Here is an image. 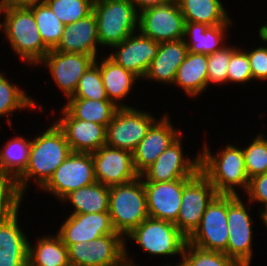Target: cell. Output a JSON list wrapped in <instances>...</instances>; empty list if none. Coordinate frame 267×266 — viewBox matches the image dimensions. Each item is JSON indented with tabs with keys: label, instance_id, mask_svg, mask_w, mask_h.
<instances>
[{
	"label": "cell",
	"instance_id": "6da1fadb",
	"mask_svg": "<svg viewBox=\"0 0 267 266\" xmlns=\"http://www.w3.org/2000/svg\"><path fill=\"white\" fill-rule=\"evenodd\" d=\"M71 153L63 131L53 122L41 135L31 140L28 165L15 180L20 192L23 195L26 193L33 177L41 188Z\"/></svg>",
	"mask_w": 267,
	"mask_h": 266
},
{
	"label": "cell",
	"instance_id": "7a4b0ae2",
	"mask_svg": "<svg viewBox=\"0 0 267 266\" xmlns=\"http://www.w3.org/2000/svg\"><path fill=\"white\" fill-rule=\"evenodd\" d=\"M206 145L199 152V171L210 181L217 194L238 195L236 187L246 192L249 178L242 148L227 144L213 155Z\"/></svg>",
	"mask_w": 267,
	"mask_h": 266
},
{
	"label": "cell",
	"instance_id": "3957f363",
	"mask_svg": "<svg viewBox=\"0 0 267 266\" xmlns=\"http://www.w3.org/2000/svg\"><path fill=\"white\" fill-rule=\"evenodd\" d=\"M4 15L1 30L8 43L26 65H39L50 49L44 44L33 12L28 7H8Z\"/></svg>",
	"mask_w": 267,
	"mask_h": 266
},
{
	"label": "cell",
	"instance_id": "277c9868",
	"mask_svg": "<svg viewBox=\"0 0 267 266\" xmlns=\"http://www.w3.org/2000/svg\"><path fill=\"white\" fill-rule=\"evenodd\" d=\"M108 213L115 231L123 237L149 217L146 192L140 176L129 183L109 187Z\"/></svg>",
	"mask_w": 267,
	"mask_h": 266
},
{
	"label": "cell",
	"instance_id": "5b68a950",
	"mask_svg": "<svg viewBox=\"0 0 267 266\" xmlns=\"http://www.w3.org/2000/svg\"><path fill=\"white\" fill-rule=\"evenodd\" d=\"M93 13L100 46L113 47L138 31L139 13L129 0H98Z\"/></svg>",
	"mask_w": 267,
	"mask_h": 266
},
{
	"label": "cell",
	"instance_id": "8992f818",
	"mask_svg": "<svg viewBox=\"0 0 267 266\" xmlns=\"http://www.w3.org/2000/svg\"><path fill=\"white\" fill-rule=\"evenodd\" d=\"M124 239L136 241L143 251L152 256H182L187 243V238L173 222L150 217L142 221Z\"/></svg>",
	"mask_w": 267,
	"mask_h": 266
},
{
	"label": "cell",
	"instance_id": "52a82bcc",
	"mask_svg": "<svg viewBox=\"0 0 267 266\" xmlns=\"http://www.w3.org/2000/svg\"><path fill=\"white\" fill-rule=\"evenodd\" d=\"M157 120L133 107H119L106 127V145L133 152Z\"/></svg>",
	"mask_w": 267,
	"mask_h": 266
},
{
	"label": "cell",
	"instance_id": "ba28073f",
	"mask_svg": "<svg viewBox=\"0 0 267 266\" xmlns=\"http://www.w3.org/2000/svg\"><path fill=\"white\" fill-rule=\"evenodd\" d=\"M67 249L71 266H126L125 239L120 234L71 244Z\"/></svg>",
	"mask_w": 267,
	"mask_h": 266
},
{
	"label": "cell",
	"instance_id": "9c48e42d",
	"mask_svg": "<svg viewBox=\"0 0 267 266\" xmlns=\"http://www.w3.org/2000/svg\"><path fill=\"white\" fill-rule=\"evenodd\" d=\"M95 182L92 153L72 152L41 189L62 200L71 191Z\"/></svg>",
	"mask_w": 267,
	"mask_h": 266
},
{
	"label": "cell",
	"instance_id": "30bf717a",
	"mask_svg": "<svg viewBox=\"0 0 267 266\" xmlns=\"http://www.w3.org/2000/svg\"><path fill=\"white\" fill-rule=\"evenodd\" d=\"M228 230L227 195L217 194L208 204L199 227L187 239V243L203 250L224 252L227 255Z\"/></svg>",
	"mask_w": 267,
	"mask_h": 266
},
{
	"label": "cell",
	"instance_id": "8fae6325",
	"mask_svg": "<svg viewBox=\"0 0 267 266\" xmlns=\"http://www.w3.org/2000/svg\"><path fill=\"white\" fill-rule=\"evenodd\" d=\"M217 195L210 181L198 171L185 185L177 220V229L188 239L199 227L208 204Z\"/></svg>",
	"mask_w": 267,
	"mask_h": 266
},
{
	"label": "cell",
	"instance_id": "7c38bea8",
	"mask_svg": "<svg viewBox=\"0 0 267 266\" xmlns=\"http://www.w3.org/2000/svg\"><path fill=\"white\" fill-rule=\"evenodd\" d=\"M244 205L239 195H227V224L229 236L227 256L240 266H250L252 261V218L250 207ZM248 210V211H247Z\"/></svg>",
	"mask_w": 267,
	"mask_h": 266
},
{
	"label": "cell",
	"instance_id": "4fadbf2b",
	"mask_svg": "<svg viewBox=\"0 0 267 266\" xmlns=\"http://www.w3.org/2000/svg\"><path fill=\"white\" fill-rule=\"evenodd\" d=\"M185 19L177 1L147 8L139 13L138 32L163 43L183 39Z\"/></svg>",
	"mask_w": 267,
	"mask_h": 266
},
{
	"label": "cell",
	"instance_id": "5bb4252c",
	"mask_svg": "<svg viewBox=\"0 0 267 266\" xmlns=\"http://www.w3.org/2000/svg\"><path fill=\"white\" fill-rule=\"evenodd\" d=\"M181 137L182 134L140 175L143 182L191 179L199 171V153L195 159L186 158L182 151Z\"/></svg>",
	"mask_w": 267,
	"mask_h": 266
},
{
	"label": "cell",
	"instance_id": "9a60e30c",
	"mask_svg": "<svg viewBox=\"0 0 267 266\" xmlns=\"http://www.w3.org/2000/svg\"><path fill=\"white\" fill-rule=\"evenodd\" d=\"M94 62L95 58L87 54L65 53L50 49L39 64L49 68L53 81L68 99L74 94L80 78Z\"/></svg>",
	"mask_w": 267,
	"mask_h": 266
},
{
	"label": "cell",
	"instance_id": "2e32d148",
	"mask_svg": "<svg viewBox=\"0 0 267 266\" xmlns=\"http://www.w3.org/2000/svg\"><path fill=\"white\" fill-rule=\"evenodd\" d=\"M96 182L111 187L134 181L140 175L133 164L132 152L107 145L92 153Z\"/></svg>",
	"mask_w": 267,
	"mask_h": 266
},
{
	"label": "cell",
	"instance_id": "e0dca14e",
	"mask_svg": "<svg viewBox=\"0 0 267 266\" xmlns=\"http://www.w3.org/2000/svg\"><path fill=\"white\" fill-rule=\"evenodd\" d=\"M160 43L135 32L120 44L113 46L115 51L109 57L124 69L132 72L139 79L146 75L151 61L157 56Z\"/></svg>",
	"mask_w": 267,
	"mask_h": 266
},
{
	"label": "cell",
	"instance_id": "ac0fdd59",
	"mask_svg": "<svg viewBox=\"0 0 267 266\" xmlns=\"http://www.w3.org/2000/svg\"><path fill=\"white\" fill-rule=\"evenodd\" d=\"M57 234L68 247L79 242L88 243L115 231L108 212L70 214L61 224Z\"/></svg>",
	"mask_w": 267,
	"mask_h": 266
},
{
	"label": "cell",
	"instance_id": "d6986e66",
	"mask_svg": "<svg viewBox=\"0 0 267 266\" xmlns=\"http://www.w3.org/2000/svg\"><path fill=\"white\" fill-rule=\"evenodd\" d=\"M181 135L164 114L148 130L146 136L132 152L136 172L141 175Z\"/></svg>",
	"mask_w": 267,
	"mask_h": 266
},
{
	"label": "cell",
	"instance_id": "ffe728a7",
	"mask_svg": "<svg viewBox=\"0 0 267 266\" xmlns=\"http://www.w3.org/2000/svg\"><path fill=\"white\" fill-rule=\"evenodd\" d=\"M54 121L63 131L72 152L94 153L106 145V127L76 119L64 106Z\"/></svg>",
	"mask_w": 267,
	"mask_h": 266
},
{
	"label": "cell",
	"instance_id": "44dd1931",
	"mask_svg": "<svg viewBox=\"0 0 267 266\" xmlns=\"http://www.w3.org/2000/svg\"><path fill=\"white\" fill-rule=\"evenodd\" d=\"M190 179L169 182H143L150 218L175 222L181 206L184 185Z\"/></svg>",
	"mask_w": 267,
	"mask_h": 266
},
{
	"label": "cell",
	"instance_id": "7402d4cb",
	"mask_svg": "<svg viewBox=\"0 0 267 266\" xmlns=\"http://www.w3.org/2000/svg\"><path fill=\"white\" fill-rule=\"evenodd\" d=\"M99 37L96 16L92 12L73 24L65 25L61 40L53 49L65 53H81L97 58Z\"/></svg>",
	"mask_w": 267,
	"mask_h": 266
},
{
	"label": "cell",
	"instance_id": "603a6c76",
	"mask_svg": "<svg viewBox=\"0 0 267 266\" xmlns=\"http://www.w3.org/2000/svg\"><path fill=\"white\" fill-rule=\"evenodd\" d=\"M187 53L183 39L160 43L157 56L151 61L144 79L173 85L177 70Z\"/></svg>",
	"mask_w": 267,
	"mask_h": 266
},
{
	"label": "cell",
	"instance_id": "cb8c5ba5",
	"mask_svg": "<svg viewBox=\"0 0 267 266\" xmlns=\"http://www.w3.org/2000/svg\"><path fill=\"white\" fill-rule=\"evenodd\" d=\"M18 214L0 225V266L28 264L29 240L20 229Z\"/></svg>",
	"mask_w": 267,
	"mask_h": 266
},
{
	"label": "cell",
	"instance_id": "d4e9b609",
	"mask_svg": "<svg viewBox=\"0 0 267 266\" xmlns=\"http://www.w3.org/2000/svg\"><path fill=\"white\" fill-rule=\"evenodd\" d=\"M95 59V64L99 67L103 85L105 87L108 100L112 101L117 107H131L121 101L126 98L132 86L139 78L132 72L124 69L121 65L113 61L108 55L103 60ZM120 101V103H118Z\"/></svg>",
	"mask_w": 267,
	"mask_h": 266
},
{
	"label": "cell",
	"instance_id": "484cf974",
	"mask_svg": "<svg viewBox=\"0 0 267 266\" xmlns=\"http://www.w3.org/2000/svg\"><path fill=\"white\" fill-rule=\"evenodd\" d=\"M229 26L231 24L208 26L203 23L185 22L183 40L188 52L210 55L221 50L225 46L223 41L224 37H227L225 33Z\"/></svg>",
	"mask_w": 267,
	"mask_h": 266
},
{
	"label": "cell",
	"instance_id": "4316f807",
	"mask_svg": "<svg viewBox=\"0 0 267 266\" xmlns=\"http://www.w3.org/2000/svg\"><path fill=\"white\" fill-rule=\"evenodd\" d=\"M208 55L188 52L180 64L174 85L182 88L188 96H200L208 88Z\"/></svg>",
	"mask_w": 267,
	"mask_h": 266
},
{
	"label": "cell",
	"instance_id": "83f0119b",
	"mask_svg": "<svg viewBox=\"0 0 267 266\" xmlns=\"http://www.w3.org/2000/svg\"><path fill=\"white\" fill-rule=\"evenodd\" d=\"M185 22L208 26L232 24L221 0H177Z\"/></svg>",
	"mask_w": 267,
	"mask_h": 266
},
{
	"label": "cell",
	"instance_id": "f1b7e54d",
	"mask_svg": "<svg viewBox=\"0 0 267 266\" xmlns=\"http://www.w3.org/2000/svg\"><path fill=\"white\" fill-rule=\"evenodd\" d=\"M28 263L31 266H71L67 246L58 234L39 237L34 247L28 243Z\"/></svg>",
	"mask_w": 267,
	"mask_h": 266
},
{
	"label": "cell",
	"instance_id": "f546056e",
	"mask_svg": "<svg viewBox=\"0 0 267 266\" xmlns=\"http://www.w3.org/2000/svg\"><path fill=\"white\" fill-rule=\"evenodd\" d=\"M61 201L74 207L71 214L108 212L109 187L99 182L71 191Z\"/></svg>",
	"mask_w": 267,
	"mask_h": 266
},
{
	"label": "cell",
	"instance_id": "4dcf8cb0",
	"mask_svg": "<svg viewBox=\"0 0 267 266\" xmlns=\"http://www.w3.org/2000/svg\"><path fill=\"white\" fill-rule=\"evenodd\" d=\"M31 139L14 137L0 151V179L16 180L26 169L29 161Z\"/></svg>",
	"mask_w": 267,
	"mask_h": 266
},
{
	"label": "cell",
	"instance_id": "1f68e13d",
	"mask_svg": "<svg viewBox=\"0 0 267 266\" xmlns=\"http://www.w3.org/2000/svg\"><path fill=\"white\" fill-rule=\"evenodd\" d=\"M76 119L101 124L107 127L117 107L110 100L68 98L64 106Z\"/></svg>",
	"mask_w": 267,
	"mask_h": 266
},
{
	"label": "cell",
	"instance_id": "d6a6232c",
	"mask_svg": "<svg viewBox=\"0 0 267 266\" xmlns=\"http://www.w3.org/2000/svg\"><path fill=\"white\" fill-rule=\"evenodd\" d=\"M10 81L3 72H0V116H6L5 122L8 124L12 123L10 118L14 111L34 109L38 105L34 99L26 94V90L20 89L17 87L18 85H14Z\"/></svg>",
	"mask_w": 267,
	"mask_h": 266
},
{
	"label": "cell",
	"instance_id": "836d02e7",
	"mask_svg": "<svg viewBox=\"0 0 267 266\" xmlns=\"http://www.w3.org/2000/svg\"><path fill=\"white\" fill-rule=\"evenodd\" d=\"M28 8L33 12L44 44L49 49H54L61 40L65 25L44 1L35 3Z\"/></svg>",
	"mask_w": 267,
	"mask_h": 266
},
{
	"label": "cell",
	"instance_id": "e575fe53",
	"mask_svg": "<svg viewBox=\"0 0 267 266\" xmlns=\"http://www.w3.org/2000/svg\"><path fill=\"white\" fill-rule=\"evenodd\" d=\"M56 17L64 24L70 25L87 17L93 12L92 0H43Z\"/></svg>",
	"mask_w": 267,
	"mask_h": 266
},
{
	"label": "cell",
	"instance_id": "d590c367",
	"mask_svg": "<svg viewBox=\"0 0 267 266\" xmlns=\"http://www.w3.org/2000/svg\"><path fill=\"white\" fill-rule=\"evenodd\" d=\"M183 266H240L224 252L208 251L186 243L181 256Z\"/></svg>",
	"mask_w": 267,
	"mask_h": 266
},
{
	"label": "cell",
	"instance_id": "8d00e7d4",
	"mask_svg": "<svg viewBox=\"0 0 267 266\" xmlns=\"http://www.w3.org/2000/svg\"><path fill=\"white\" fill-rule=\"evenodd\" d=\"M243 150L244 165L251 179L267 172V137L259 133Z\"/></svg>",
	"mask_w": 267,
	"mask_h": 266
},
{
	"label": "cell",
	"instance_id": "74e56055",
	"mask_svg": "<svg viewBox=\"0 0 267 266\" xmlns=\"http://www.w3.org/2000/svg\"><path fill=\"white\" fill-rule=\"evenodd\" d=\"M69 98L108 100L100 69L95 63L80 78L74 94Z\"/></svg>",
	"mask_w": 267,
	"mask_h": 266
},
{
	"label": "cell",
	"instance_id": "f35d334b",
	"mask_svg": "<svg viewBox=\"0 0 267 266\" xmlns=\"http://www.w3.org/2000/svg\"><path fill=\"white\" fill-rule=\"evenodd\" d=\"M23 196L15 180L0 179V225L19 212Z\"/></svg>",
	"mask_w": 267,
	"mask_h": 266
},
{
	"label": "cell",
	"instance_id": "ab89813d",
	"mask_svg": "<svg viewBox=\"0 0 267 266\" xmlns=\"http://www.w3.org/2000/svg\"><path fill=\"white\" fill-rule=\"evenodd\" d=\"M236 49V46L225 45L221 50L208 55V87L211 83L220 85L227 83L228 64L231 54Z\"/></svg>",
	"mask_w": 267,
	"mask_h": 266
},
{
	"label": "cell",
	"instance_id": "60d3db41",
	"mask_svg": "<svg viewBox=\"0 0 267 266\" xmlns=\"http://www.w3.org/2000/svg\"><path fill=\"white\" fill-rule=\"evenodd\" d=\"M253 79L247 52L236 49L230 57L228 64L227 82L245 84Z\"/></svg>",
	"mask_w": 267,
	"mask_h": 266
},
{
	"label": "cell",
	"instance_id": "b9f144b4",
	"mask_svg": "<svg viewBox=\"0 0 267 266\" xmlns=\"http://www.w3.org/2000/svg\"><path fill=\"white\" fill-rule=\"evenodd\" d=\"M248 194V204L253 202L262 203L260 214L267 210V172L249 179L246 192Z\"/></svg>",
	"mask_w": 267,
	"mask_h": 266
},
{
	"label": "cell",
	"instance_id": "7bdbcfd3",
	"mask_svg": "<svg viewBox=\"0 0 267 266\" xmlns=\"http://www.w3.org/2000/svg\"><path fill=\"white\" fill-rule=\"evenodd\" d=\"M253 79L267 80V47L261 46L247 51Z\"/></svg>",
	"mask_w": 267,
	"mask_h": 266
},
{
	"label": "cell",
	"instance_id": "ee69618b",
	"mask_svg": "<svg viewBox=\"0 0 267 266\" xmlns=\"http://www.w3.org/2000/svg\"><path fill=\"white\" fill-rule=\"evenodd\" d=\"M129 1L134 5L137 12L140 13L141 11L147 8L164 5L171 2L172 0H129Z\"/></svg>",
	"mask_w": 267,
	"mask_h": 266
},
{
	"label": "cell",
	"instance_id": "f6af8a7d",
	"mask_svg": "<svg viewBox=\"0 0 267 266\" xmlns=\"http://www.w3.org/2000/svg\"><path fill=\"white\" fill-rule=\"evenodd\" d=\"M43 0H0V13L8 7H29Z\"/></svg>",
	"mask_w": 267,
	"mask_h": 266
},
{
	"label": "cell",
	"instance_id": "bcb514c9",
	"mask_svg": "<svg viewBox=\"0 0 267 266\" xmlns=\"http://www.w3.org/2000/svg\"><path fill=\"white\" fill-rule=\"evenodd\" d=\"M259 37L263 40V42L267 43V22L266 24L259 27ZM267 46V45H266Z\"/></svg>",
	"mask_w": 267,
	"mask_h": 266
},
{
	"label": "cell",
	"instance_id": "7dc6e473",
	"mask_svg": "<svg viewBox=\"0 0 267 266\" xmlns=\"http://www.w3.org/2000/svg\"><path fill=\"white\" fill-rule=\"evenodd\" d=\"M125 261H126V266H136L133 260L128 258V252L126 248V243H125Z\"/></svg>",
	"mask_w": 267,
	"mask_h": 266
},
{
	"label": "cell",
	"instance_id": "c3c4849f",
	"mask_svg": "<svg viewBox=\"0 0 267 266\" xmlns=\"http://www.w3.org/2000/svg\"><path fill=\"white\" fill-rule=\"evenodd\" d=\"M259 216H260V218L262 219L264 225L267 228V210L262 212Z\"/></svg>",
	"mask_w": 267,
	"mask_h": 266
},
{
	"label": "cell",
	"instance_id": "681fc988",
	"mask_svg": "<svg viewBox=\"0 0 267 266\" xmlns=\"http://www.w3.org/2000/svg\"><path fill=\"white\" fill-rule=\"evenodd\" d=\"M165 266H173V265H168V263H167V265H165ZM175 266H183V265H182L181 261H179V262H177V264Z\"/></svg>",
	"mask_w": 267,
	"mask_h": 266
}]
</instances>
